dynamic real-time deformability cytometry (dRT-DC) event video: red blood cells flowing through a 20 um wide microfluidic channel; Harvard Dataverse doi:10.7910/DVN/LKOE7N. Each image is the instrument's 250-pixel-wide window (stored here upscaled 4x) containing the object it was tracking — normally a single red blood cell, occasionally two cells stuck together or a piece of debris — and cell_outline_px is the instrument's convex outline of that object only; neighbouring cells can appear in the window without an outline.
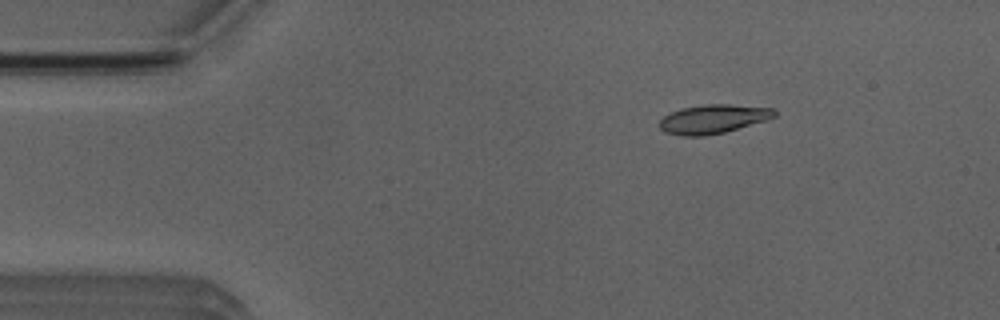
{"species": "Egyptian fruit bat (a non-hibernating species)", "species_latin": "Rousettus aegyptiacus", "temperature_condition": "room temperature", "stored_images_in_passage": 3, "camera_frame_rate_fps": 3000, "um_per_image_px": 0.085, "animal": {"sex": "male"}, "frame": {"image": 1, "passage_image": 1, "time_ms": 0.0, "image_size_px": [1000, 320], "cell_outline_px": [[776, 116], [768, 120], [724, 132], [704, 136], [684, 136], [664, 132], [660, 128], [660, 120], [664, 116], [680, 108], [704, 104], [728, 104], [772, 108], [776, 112]], "centroid_in_image_um": [60.62, 10.11], "position_along_channel_um": 24.4, "area_um2": 19.36}}